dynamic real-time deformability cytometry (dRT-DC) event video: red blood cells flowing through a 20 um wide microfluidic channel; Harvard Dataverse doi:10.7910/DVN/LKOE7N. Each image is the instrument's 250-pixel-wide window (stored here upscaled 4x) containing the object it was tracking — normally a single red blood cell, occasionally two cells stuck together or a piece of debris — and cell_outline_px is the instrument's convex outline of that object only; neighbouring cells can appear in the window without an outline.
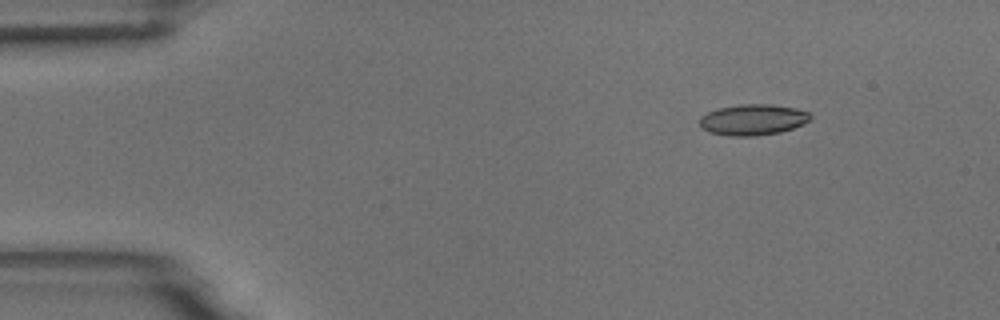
{"species": "common noctule bat (a hibernating species)", "species_latin": "Nyctalus noctula", "temperature_condition": "room temperature", "stored_images_in_passage": 4, "camera_frame_rate_fps": 3000, "um_per_image_px": 0.085, "animal": {"sex": "male", "body_mass_g": 18.8}, "frame": {"image": 1, "passage_image": 1, "time_ms": 0.0, "image_size_px": [1000, 320], "cell_outline_px": [[812, 116], [804, 124], [780, 132], [756, 136], [728, 136], [708, 132], [700, 124], [700, 116], [708, 112], [720, 108], [740, 104], [772, 104], [796, 108], [808, 112]], "centroid_in_image_um": [64.0, 10.17], "position_along_channel_um": 21.0, "area_um2": 19.94}}
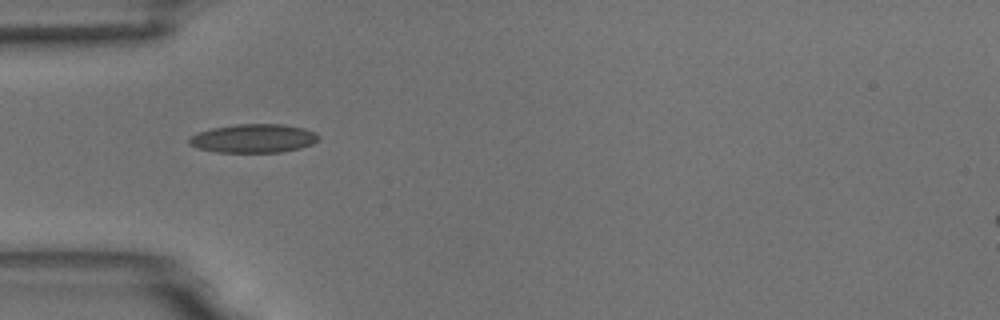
{"frame": {"image": 2, "passage_image": 3, "time_ms": 0.667, "image_size_px": [1000, 320], "cell_outline_px": [[320, 136], [312, 144], [300, 148], [280, 152], [216, 152], [200, 148], [188, 144], [188, 140], [196, 132], [212, 128], [236, 124], [284, 124], [304, 128], [316, 132]], "centroid_in_image_um": [21.55, 11.75], "position_along_channel_um": 63.4, "area_um2": 21.62}}